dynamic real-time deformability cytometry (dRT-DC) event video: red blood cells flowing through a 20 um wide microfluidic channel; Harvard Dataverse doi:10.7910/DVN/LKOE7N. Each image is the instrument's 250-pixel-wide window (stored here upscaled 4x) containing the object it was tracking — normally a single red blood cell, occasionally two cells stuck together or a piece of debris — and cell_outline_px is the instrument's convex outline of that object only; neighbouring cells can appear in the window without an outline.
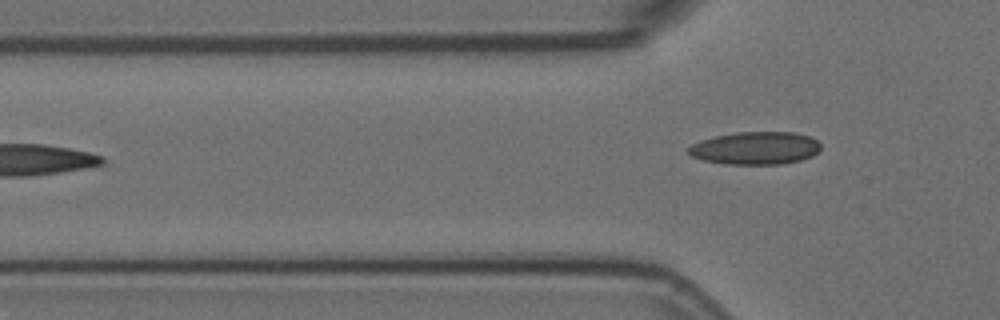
{"species": "Egyptian fruit bat (a non-hibernating species)", "species_latin": "Rousettus aegyptiacus", "temperature_condition": "room temperature", "stored_images_in_passage": 4, "camera_frame_rate_fps": 3000, "um_per_image_px": 0.085, "animal": {"sex": "female"}, "frame": {"image": 1, "passage_image": 4, "time_ms": 1.0, "image_size_px": [1000, 320], "cell_outline_px": [[820, 148], [812, 156], [800, 160], [780, 164], [724, 164], [704, 160], [692, 156], [688, 152], [688, 148], [692, 144], [700, 140], [716, 136], [736, 132], [796, 132], [808, 136], [816, 140], [820, 144]], "centroid_in_image_um": [64.2, 12.58], "position_along_channel_um": 61.6, "area_um2": 25.14}}